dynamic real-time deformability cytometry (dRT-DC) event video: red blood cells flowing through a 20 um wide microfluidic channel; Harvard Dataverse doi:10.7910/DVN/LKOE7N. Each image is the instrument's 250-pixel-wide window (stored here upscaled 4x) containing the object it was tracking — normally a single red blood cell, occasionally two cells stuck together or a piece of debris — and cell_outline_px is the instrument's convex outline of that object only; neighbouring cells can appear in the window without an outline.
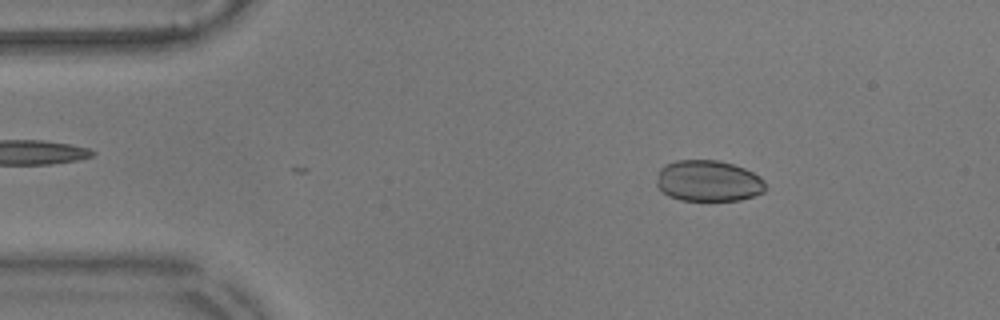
{"species": "common noctule bat (a hibernating species)", "species_latin": "Nyctalus noctula", "temperature_condition": "warm", "stored_images_in_passage": 37, "camera_frame_rate_fps": 3000, "um_per_image_px": 0.085, "animal": {"sex": "male", "body_mass_g": 17.9}, "frame": {"image": 1, "passage_image": 2, "time_ms": 0.333, "image_size_px": [1000, 320], "cell_outline_px": [[764, 192], [740, 200], [680, 200], [668, 196], [656, 184], [656, 180], [660, 168], [664, 164], [676, 160], [716, 160], [732, 164], [744, 168], [760, 176], [764, 180]], "centroid_in_image_um": [60.18, 15.37], "position_along_channel_um": 24.8, "area_um2": 26.07}}
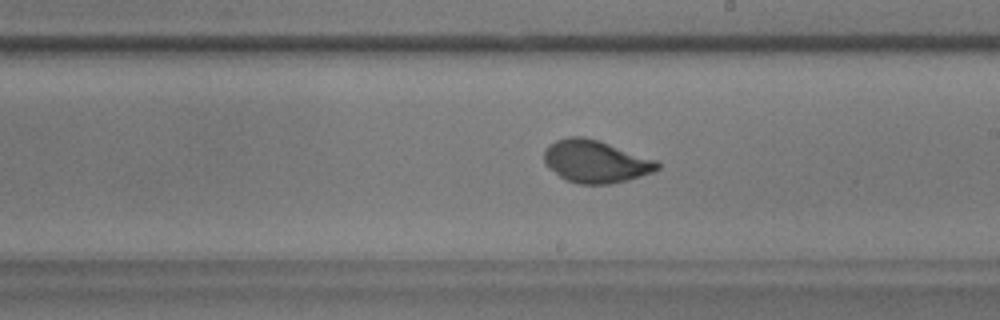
{"frame": {"image": 2, "passage_image": 25, "time_ms": 8.0, "image_size_px": [1000, 320], "cell_outline_px": [[660, 168], [652, 172], [640, 176], [608, 184], [580, 184], [564, 180], [548, 168], [544, 164], [544, 148], [548, 144], [556, 140], [568, 136], [584, 136], [600, 140], [656, 160], [660, 164]], "centroid_in_image_um": [50.57, 13.71], "position_along_channel_um": 238.4, "area_um2": 28.26}}
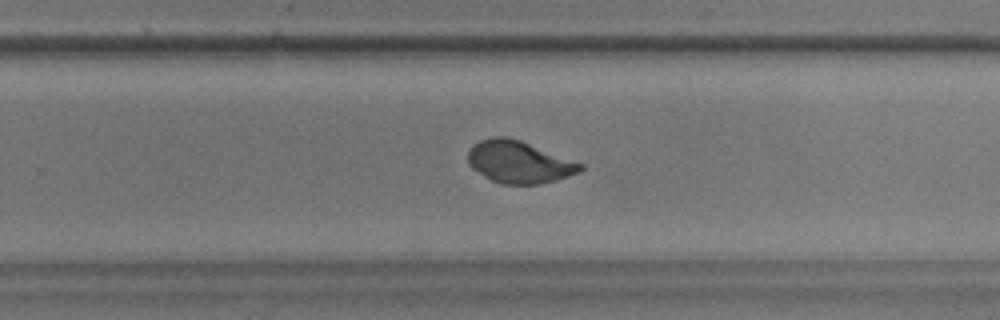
{"frame": {"image": 3, "passage_image": 29, "time_ms": 9.333, "image_size_px": [1000, 320], "cell_outline_px": [[584, 168], [580, 172], [556, 180], [540, 184], [500, 184], [492, 180], [472, 168], [468, 164], [468, 152], [480, 140], [492, 136], [508, 136], [520, 140], [584, 164]], "centroid_in_image_um": [44.13, 13.77], "position_along_channel_um": 285.7, "area_um2": 27.51}}